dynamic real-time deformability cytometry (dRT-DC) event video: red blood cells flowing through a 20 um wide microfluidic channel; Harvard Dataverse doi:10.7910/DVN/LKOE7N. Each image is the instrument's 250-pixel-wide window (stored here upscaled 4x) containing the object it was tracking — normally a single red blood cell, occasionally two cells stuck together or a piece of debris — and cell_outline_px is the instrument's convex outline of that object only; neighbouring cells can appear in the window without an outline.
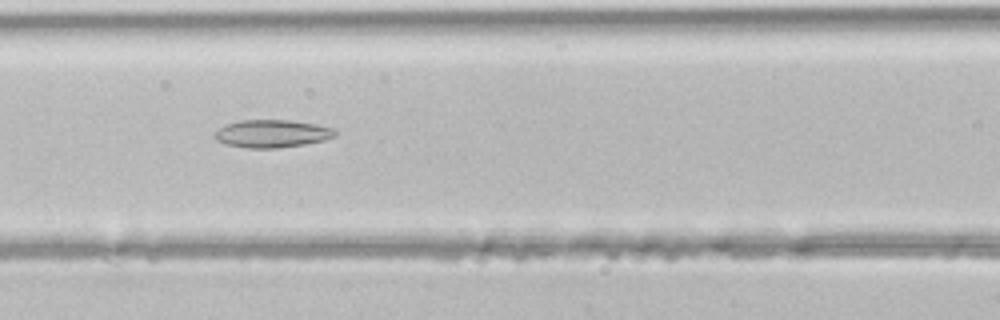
{"species": "common noctule bat (a hibernating species)", "species_latin": "Nyctalus noctula", "temperature_condition": "room temperature", "stored_images_in_passage": 26, "camera_frame_rate_fps": 3000, "um_per_image_px": 0.085, "animal": {"sex": "male", "body_mass_g": 21.5, "forearm_length_mm": 52.0}, "frame": {"image": 1, "passage_image": 6, "time_ms": 1.667, "image_size_px": [1000, 320], "cell_outline_px": [[336, 136], [324, 140], [304, 144], [280, 148], [248, 148], [224, 144], [216, 140], [212, 136], [220, 128], [228, 124], [240, 120], [288, 120], [316, 124], [336, 128]], "centroid_in_image_um": [23.14, 11.36], "position_along_channel_um": 143.5, "area_um2": 19.54}}
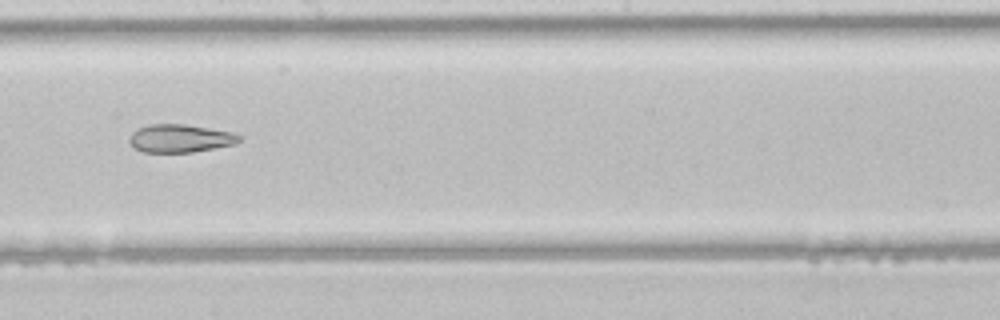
{"frame": {"image": 2, "passage_image": 12, "time_ms": 3.667, "image_size_px": [1000, 320], "cell_outline_px": [[240, 140], [236, 144], [192, 152], [144, 152], [132, 148], [128, 140], [132, 132], [140, 128], [152, 124], [184, 124], [232, 132], [240, 136]], "centroid_in_image_um": [15.29, 11.77], "position_along_channel_um": 232.9, "area_um2": 17.86}}
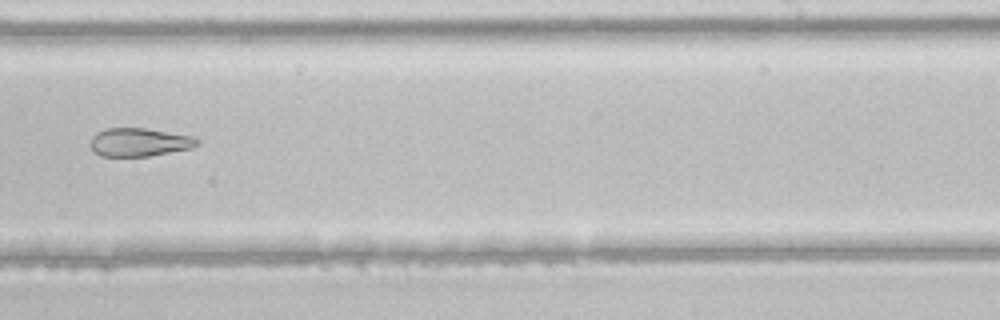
{"frame": {"image": 3, "passage_image": 15, "time_ms": 4.667, "image_size_px": [1000, 320], "cell_outline_px": [[200, 144], [192, 148], [148, 156], [100, 156], [88, 144], [92, 136], [96, 132], [104, 128], [148, 128], [192, 136], [200, 140]], "centroid_in_image_um": [11.83, 12.07], "position_along_channel_um": 277.2, "area_um2": 17.8}}